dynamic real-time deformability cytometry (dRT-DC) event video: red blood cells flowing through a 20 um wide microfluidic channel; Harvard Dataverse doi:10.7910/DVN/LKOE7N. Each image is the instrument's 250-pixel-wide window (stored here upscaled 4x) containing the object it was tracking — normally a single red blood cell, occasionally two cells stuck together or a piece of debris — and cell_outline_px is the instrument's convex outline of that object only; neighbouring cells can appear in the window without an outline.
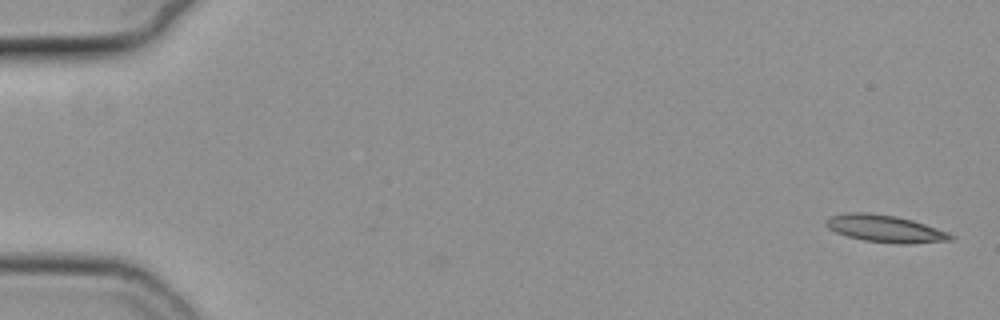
{"species": "common noctule bat (a hibernating species)", "species_latin": "Nyctalus noctula", "temperature_condition": "cold", "stored_images_in_passage": 50, "camera_frame_rate_fps": 3000, "um_per_image_px": 0.085, "animal": {"sex": "female", "body_mass_g": 19.3, "forearm_length_mm": 54.1}, "frame": {"image": 1, "passage_image": 1, "time_ms": 0.0, "image_size_px": [1000, 320], "cell_outline_px": [[956, 236], [952, 240], [912, 244], [900, 244], [864, 240], [848, 236], [836, 232], [828, 228], [824, 224], [824, 220], [832, 216], [848, 212], [864, 212], [896, 216], [912, 220], [948, 232]], "centroid_in_image_um": [75.25, 19.44], "position_along_channel_um": 9.8, "area_um2": 19.71}}
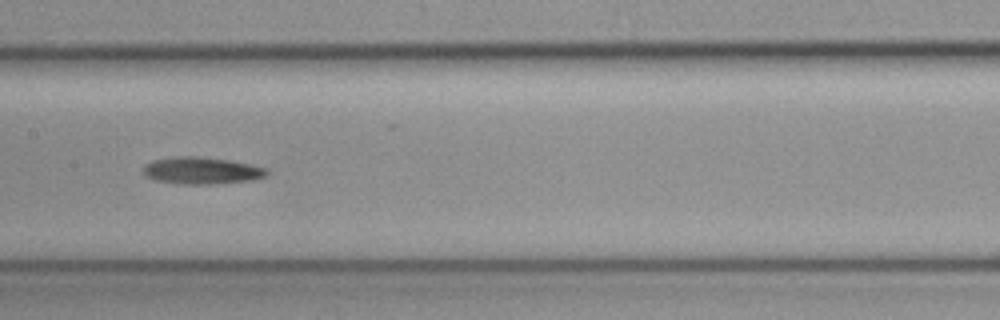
{"frame": {"image": 2, "passage_image": 28, "time_ms": 9.0, "image_size_px": [1000, 320], "cell_outline_px": [[268, 176], [252, 180], [212, 184], [184, 184], [156, 180], [144, 176], [144, 164], [152, 160], [176, 156], [196, 156], [228, 160], [268, 168]], "centroid_in_image_um": [17.14, 14.5], "position_along_channel_um": 190.3, "area_um2": 19.42}}
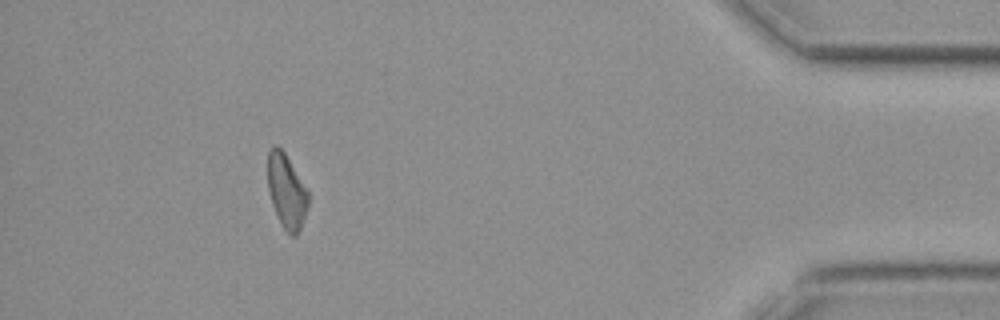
{"frame": {"image": 3, "passage_image": 50, "time_ms": 16.333, "image_size_px": [1000, 320], "cell_outline_px": [[308, 208], [300, 228], [296, 236], [288, 236], [280, 224], [272, 204], [268, 188], [268, 152], [276, 144], [284, 152], [308, 192]], "centroid_in_image_um": [24.35, 16.31], "position_along_channel_um": 410.9, "area_um2": 17.34}}